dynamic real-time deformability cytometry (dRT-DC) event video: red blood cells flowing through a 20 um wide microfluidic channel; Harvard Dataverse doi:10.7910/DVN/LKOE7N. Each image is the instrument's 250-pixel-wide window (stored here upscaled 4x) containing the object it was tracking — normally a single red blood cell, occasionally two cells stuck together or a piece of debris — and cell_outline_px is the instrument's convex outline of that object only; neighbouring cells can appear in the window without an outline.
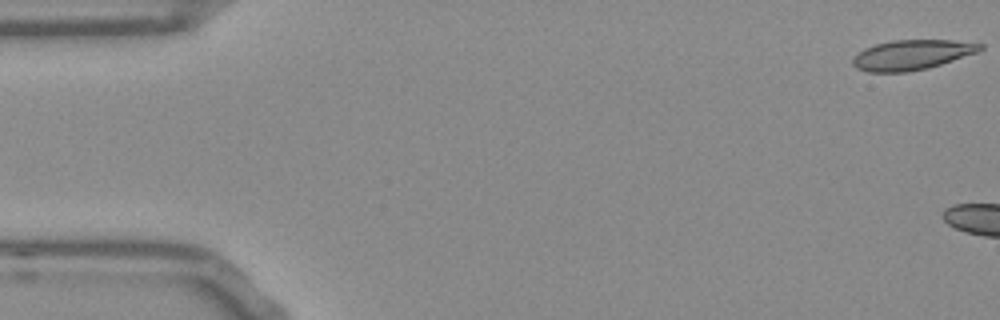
{"species": "Egyptian fruit bat (a non-hibernating species)", "species_latin": "Rousettus aegyptiacus", "temperature_condition": "room temperature", "stored_images_in_passage": 14, "camera_frame_rate_fps": 3000, "um_per_image_px": 0.085, "frame": {"image": 1, "passage_image": 1, "time_ms": 0.0, "image_size_px": [1000, 320], "cell_outline_px": [[984, 48], [976, 52], [928, 68], [908, 72], [868, 72], [856, 68], [852, 64], [852, 60], [864, 48], [876, 44], [892, 40], [952, 40], [984, 44]], "centroid_in_image_um": [77.49, 4.66], "position_along_channel_um": 7.5, "area_um2": 22.02}}
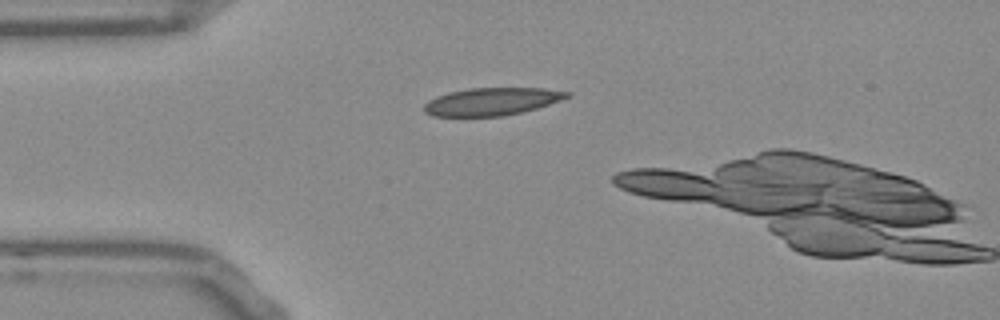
{"frame": {"image": 2, "passage_image": 13, "time_ms": 4.0, "image_size_px": [1000, 320], "cell_outline_px": [[572, 96], [536, 108], [520, 112], [500, 116], [432, 116], [424, 112], [424, 104], [428, 100], [436, 96], [448, 92], [468, 88], [544, 88], [572, 92]], "centroid_in_image_um": [41.78, 8.62], "position_along_channel_um": 43.2, "area_um2": 23.0}}